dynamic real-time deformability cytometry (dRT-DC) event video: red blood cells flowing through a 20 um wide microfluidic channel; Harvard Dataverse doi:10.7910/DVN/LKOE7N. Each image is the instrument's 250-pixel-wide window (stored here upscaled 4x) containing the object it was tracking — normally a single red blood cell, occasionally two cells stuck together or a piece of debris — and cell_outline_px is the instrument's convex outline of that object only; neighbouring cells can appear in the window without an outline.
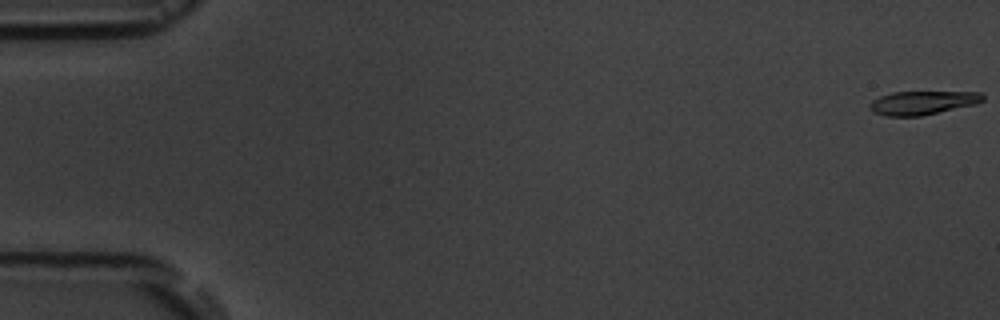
{"species": "common noctule bat (a hibernating species)", "species_latin": "Nyctalus noctula", "temperature_condition": "room temperature", "stored_images_in_passage": 5, "camera_frame_rate_fps": 3000, "um_per_image_px": 0.085, "animal": {"sex": "male", "body_mass_g": 19.5, "forearm_length_mm": 54.6}, "frame": {"image": 1, "passage_image": 1, "time_ms": 0.0, "image_size_px": [1000, 320], "cell_outline_px": [[984, 100], [976, 104], [920, 116], [884, 116], [872, 112], [868, 108], [868, 104], [872, 100], [880, 96], [892, 92], [980, 92], [984, 96]], "centroid_in_image_um": [78.36, 8.74], "position_along_channel_um": 6.6, "area_um2": 15.66}}
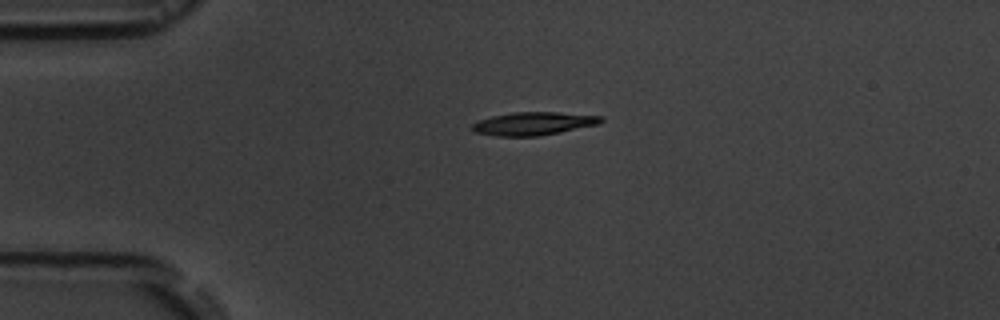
{"frame": {"image": 2, "passage_image": 4, "time_ms": 4.333, "image_size_px": [1000, 320], "cell_outline_px": [[604, 120], [600, 124], [560, 132], [536, 136], [496, 136], [476, 132], [472, 128], [472, 124], [476, 120], [492, 116], [512, 112], [556, 112], [604, 116]], "centroid_in_image_um": [45.36, 10.49], "position_along_channel_um": 39.6, "area_um2": 17.4}}